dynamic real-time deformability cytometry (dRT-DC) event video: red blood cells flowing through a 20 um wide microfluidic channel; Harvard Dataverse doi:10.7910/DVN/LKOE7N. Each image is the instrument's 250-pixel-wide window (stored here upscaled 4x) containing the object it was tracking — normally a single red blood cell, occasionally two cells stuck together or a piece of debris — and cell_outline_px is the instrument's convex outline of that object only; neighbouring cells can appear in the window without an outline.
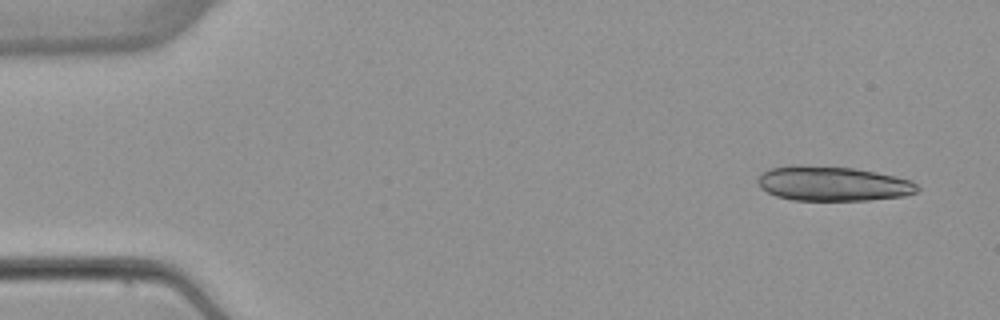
{"species": "common noctule bat (a hibernating species)", "species_latin": "Nyctalus noctula", "temperature_condition": "warm", "stored_images_in_passage": 5, "camera_frame_rate_fps": 3000, "um_per_image_px": 0.085, "animal": {"sex": "female", "body_mass_g": 22.7, "forearm_length_mm": 54.2}, "frame": {"image": 1, "passage_image": 1, "time_ms": 0.0, "image_size_px": [1000, 320], "cell_outline_px": [[920, 188], [916, 192], [904, 196], [868, 200], [792, 200], [776, 196], [760, 188], [756, 180], [768, 168], [792, 164], [800, 164], [856, 168], [876, 172], [912, 180]], "centroid_in_image_um": [70.76, 15.59], "position_along_channel_um": 14.2, "area_um2": 32.54}}
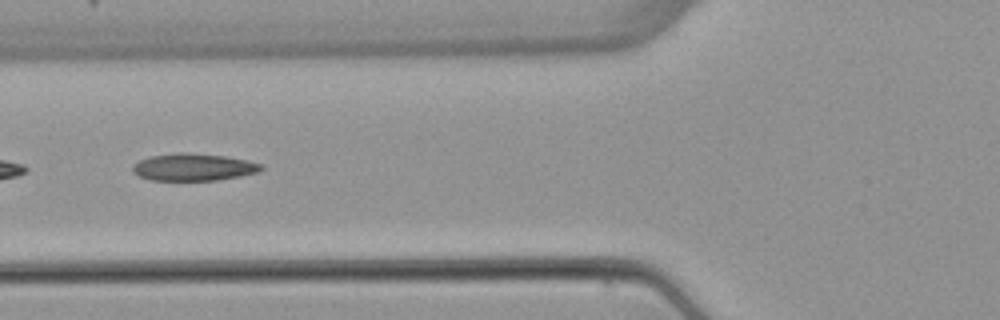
{"frame": {"image": 2, "passage_image": 5, "time_ms": 5.667, "image_size_px": [1000, 320], "cell_outline_px": [[264, 168], [260, 172], [240, 176], [216, 180], [152, 180], [140, 176], [132, 172], [132, 164], [140, 160], [152, 156], [180, 152], [188, 152], [224, 156], [248, 160], [260, 164]], "centroid_in_image_um": [16.45, 14.2], "position_along_channel_um": 109.3, "area_um2": 20.35}}